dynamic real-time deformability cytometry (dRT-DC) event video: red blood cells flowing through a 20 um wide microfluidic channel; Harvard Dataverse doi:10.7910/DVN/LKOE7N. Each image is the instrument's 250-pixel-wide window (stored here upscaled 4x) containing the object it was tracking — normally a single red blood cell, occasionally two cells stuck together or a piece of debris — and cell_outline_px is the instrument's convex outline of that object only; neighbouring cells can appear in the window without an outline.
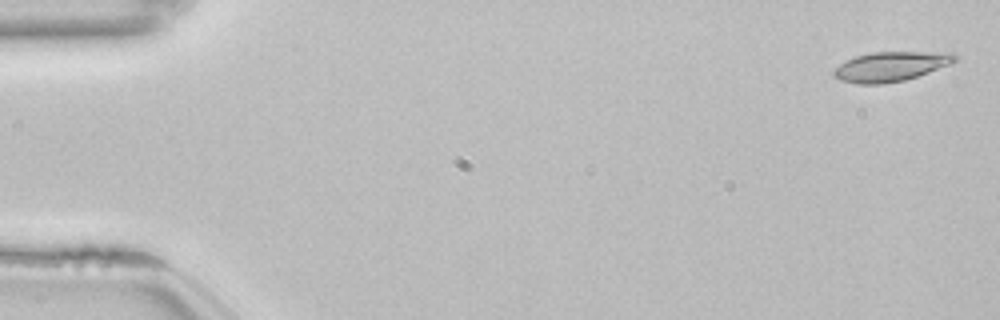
{"species": "common noctule bat (a hibernating species)", "species_latin": "Nyctalus noctula", "temperature_condition": "room temperature", "stored_images_in_passage": 54, "camera_frame_rate_fps": 3000, "um_per_image_px": 0.085, "animal": {"sex": "female", "body_mass_g": 22.7, "forearm_length_mm": 54.2}, "frame": {"image": 1, "passage_image": 2, "time_ms": 0.333, "image_size_px": [1000, 320], "cell_outline_px": [[956, 60], [948, 64], [928, 72], [904, 80], [884, 84], [856, 84], [840, 80], [832, 76], [832, 72], [840, 64], [856, 56], [872, 52], [952, 52], [956, 56]], "centroid_in_image_um": [75.67, 5.65], "position_along_channel_um": 9.3, "area_um2": 20.69}}
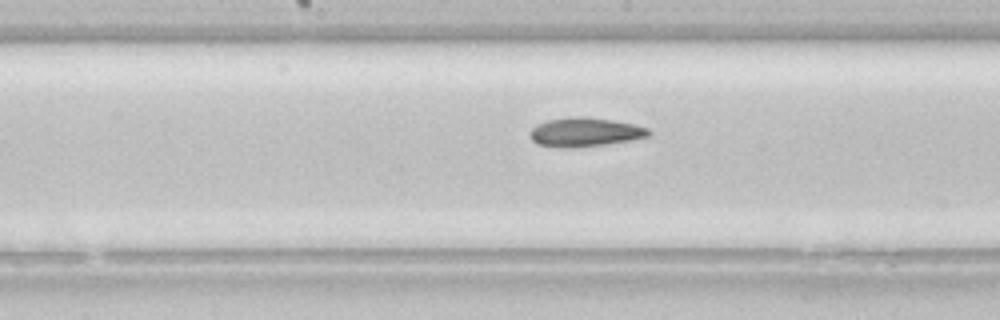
{"frame": {"image": 2, "passage_image": 28, "time_ms": 9.0, "image_size_px": [1000, 320], "cell_outline_px": [[652, 136], [632, 140], [604, 144], [572, 148], [556, 148], [536, 144], [528, 136], [528, 132], [536, 124], [548, 120], [568, 116], [584, 116], [612, 120], [636, 124], [648, 128], [652, 132]], "centroid_in_image_um": [49.7, 11.23], "position_along_channel_um": 198.5, "area_um2": 20.58}}
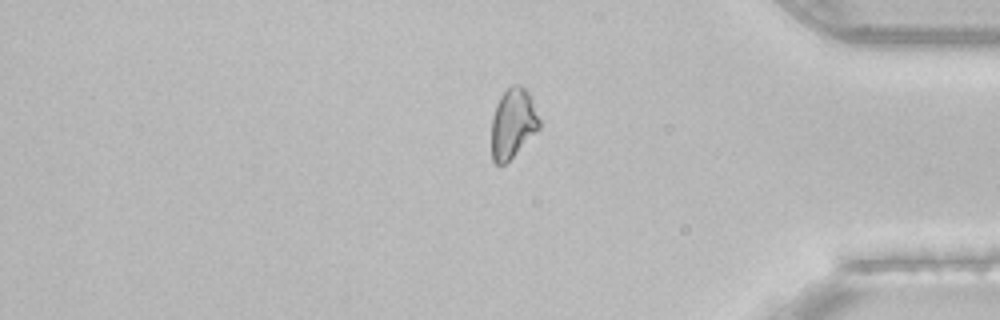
{"frame": {"image": 3, "passage_image": 45, "time_ms": 14.667, "image_size_px": [1000, 320], "cell_outline_px": [[540, 128], [504, 164], [496, 164], [492, 160], [492, 116], [496, 104], [500, 96], [512, 84], [520, 84], [528, 92], [540, 120]], "centroid_in_image_um": [43.58, 10.46], "position_along_channel_um": 391.6, "area_um2": 19.13}}